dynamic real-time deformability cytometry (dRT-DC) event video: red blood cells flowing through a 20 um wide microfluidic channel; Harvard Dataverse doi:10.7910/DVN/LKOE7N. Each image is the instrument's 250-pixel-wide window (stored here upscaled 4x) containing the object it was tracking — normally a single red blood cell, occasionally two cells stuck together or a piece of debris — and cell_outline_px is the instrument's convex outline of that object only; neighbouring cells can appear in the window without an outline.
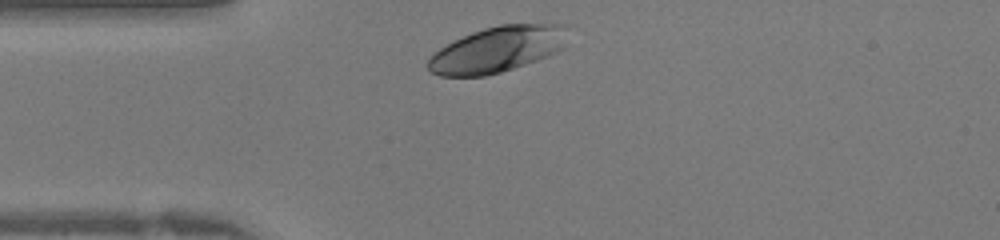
{"species": "human", "species_latin": "Homo sapiens", "temperature_condition": "warm", "stored_images_in_passage": 24, "camera_frame_rate_fps": 3000, "um_per_image_px": 0.085, "donor": {"sex": "female"}, "frame": {"image": 1, "passage_image": 1, "time_ms": 0.0, "image_size_px": [1000, 240], "cell_outline_px": [[564, 48], [548, 56], [500, 72], [484, 76], [440, 76], [432, 72], [428, 68], [428, 60], [440, 48], [472, 32], [484, 28], [500, 24], [564, 24]], "centroid_in_image_um": [42.26, 4.2], "position_along_channel_um": 42.7, "area_um2": 36.59}}
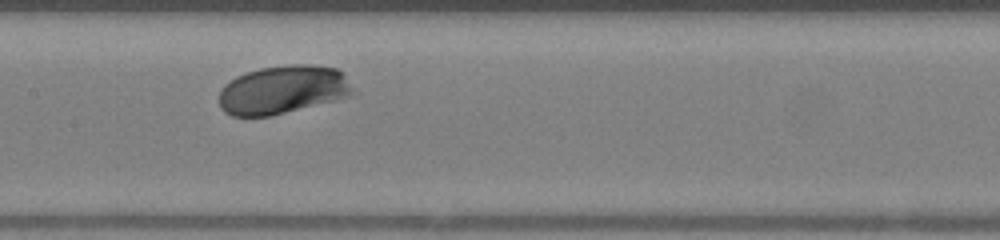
{"frame": {"image": 2, "passage_image": 11, "time_ms": 3.333, "image_size_px": [1000, 240], "cell_outline_px": [[356, 92], [348, 96], [336, 100], [272, 116], [232, 116], [224, 112], [220, 108], [220, 88], [224, 84], [236, 76], [260, 68], [288, 64], [308, 64], [336, 68], [344, 72]], "centroid_in_image_um": [24.06, 7.62], "position_along_channel_um": 183.3, "area_um2": 38.15}}
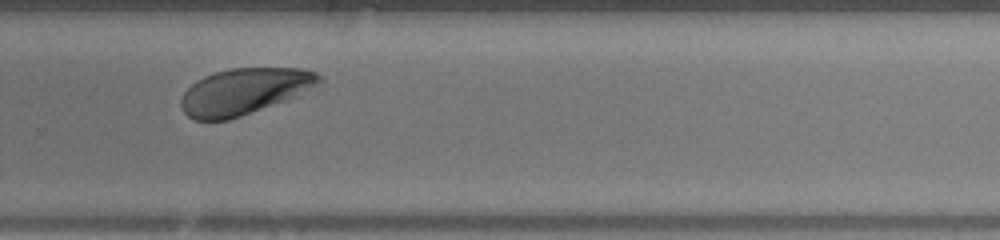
{"frame": {"image": 3, "passage_image": 19, "time_ms": 6.0, "image_size_px": [1000, 240], "cell_outline_px": [[324, 80], [320, 84], [284, 100], [240, 116], [228, 120], [192, 120], [184, 112], [180, 104], [180, 100], [184, 92], [196, 80], [204, 76], [216, 72], [232, 68], [300, 68], [316, 72]], "centroid_in_image_um": [20.73, 7.76], "position_along_channel_um": 309.1, "area_um2": 36.76}}